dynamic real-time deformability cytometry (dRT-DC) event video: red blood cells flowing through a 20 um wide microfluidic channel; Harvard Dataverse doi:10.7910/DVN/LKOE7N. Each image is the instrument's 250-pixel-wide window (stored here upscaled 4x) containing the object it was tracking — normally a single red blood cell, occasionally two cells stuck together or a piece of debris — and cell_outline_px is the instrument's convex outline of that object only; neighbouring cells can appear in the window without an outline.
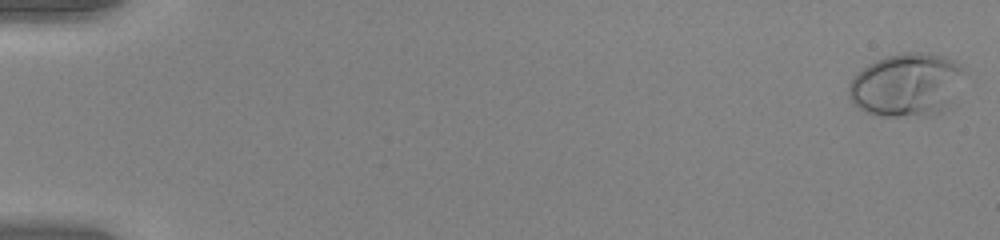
{"species": "human", "species_latin": "Homo sapiens", "temperature_condition": "warm", "stored_images_in_passage": 53, "camera_frame_rate_fps": 3000, "um_per_image_px": 0.085, "donor": {"sex": "female"}, "frame": {"image": 1, "passage_image": 1, "time_ms": 0.0, "image_size_px": [1000, 240], "cell_outline_px": [[968, 76], [956, 104], [952, 108], [944, 112], [896, 116], [884, 116], [868, 112], [860, 108], [848, 96], [848, 88], [852, 80], [868, 64], [876, 60], [888, 56], [904, 52], [928, 52], [944, 56], [964, 64], [968, 72]], "centroid_in_image_um": [77.26, 7.19], "position_along_channel_um": 7.7, "area_um2": 43.7}}
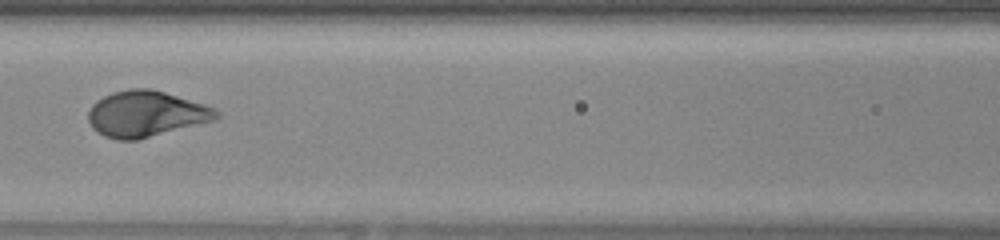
{"frame": {"image": 2, "passage_image": 26, "time_ms": 8.333, "image_size_px": [1000, 240], "cell_outline_px": [[220, 116], [216, 120], [136, 140], [116, 140], [104, 136], [96, 132], [92, 128], [88, 120], [88, 112], [92, 104], [96, 100], [112, 92], [128, 88], [152, 88], [204, 104], [220, 112]], "centroid_in_image_um": [12.38, 9.67], "position_along_channel_um": 154.2, "area_um2": 34.45}}
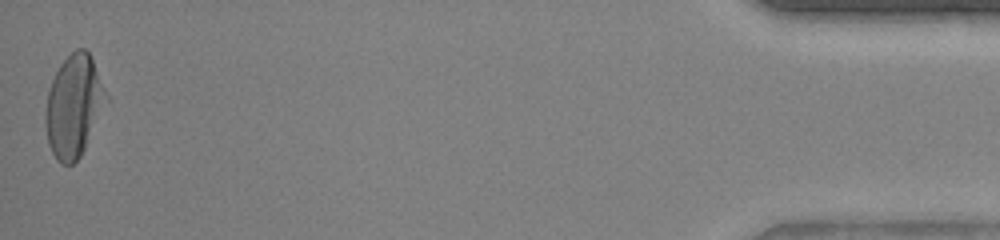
{"frame": {"image": 3, "passage_image": 53, "time_ms": 17.333, "image_size_px": [1000, 240], "cell_outline_px": [[108, 100], [80, 156], [72, 164], [60, 164], [56, 160], [48, 144], [44, 120], [44, 116], [48, 92], [52, 80], [60, 64], [76, 48], [84, 48], [92, 56], [108, 96]], "centroid_in_image_um": [6.26, 9.0], "position_along_channel_um": 428.9, "area_um2": 35.95}}